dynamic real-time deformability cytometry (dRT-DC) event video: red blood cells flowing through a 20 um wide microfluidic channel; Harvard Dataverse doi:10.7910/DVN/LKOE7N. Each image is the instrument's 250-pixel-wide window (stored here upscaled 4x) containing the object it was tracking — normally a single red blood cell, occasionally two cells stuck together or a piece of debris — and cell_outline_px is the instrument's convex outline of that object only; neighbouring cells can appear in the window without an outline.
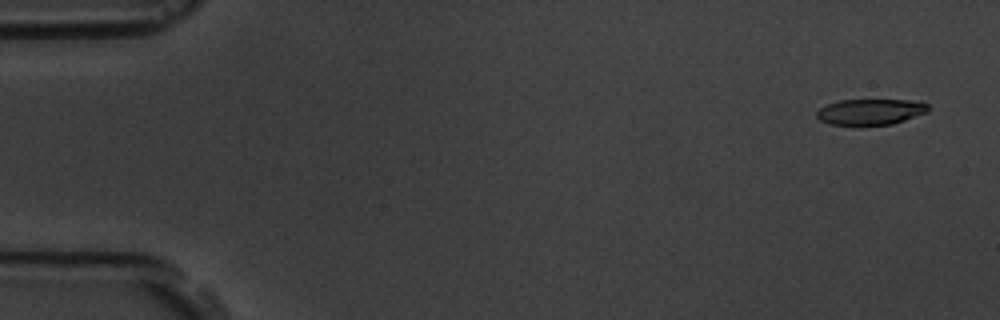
{"species": "common noctule bat (a hibernating species)", "species_latin": "Nyctalus noctula", "temperature_condition": "room temperature", "stored_images_in_passage": 5, "camera_frame_rate_fps": 3000, "um_per_image_px": 0.085, "animal": {"sex": "male", "body_mass_g": 19.5, "forearm_length_mm": 54.6}, "frame": {"image": 1, "passage_image": 1, "time_ms": 0.0, "image_size_px": [1000, 320], "cell_outline_px": [[928, 112], [892, 124], [860, 128], [828, 124], [820, 120], [816, 116], [816, 112], [820, 108], [828, 104], [840, 100], [920, 100], [928, 104]], "centroid_in_image_um": [73.97, 9.55], "position_along_channel_um": 11.0, "area_um2": 17.57}}